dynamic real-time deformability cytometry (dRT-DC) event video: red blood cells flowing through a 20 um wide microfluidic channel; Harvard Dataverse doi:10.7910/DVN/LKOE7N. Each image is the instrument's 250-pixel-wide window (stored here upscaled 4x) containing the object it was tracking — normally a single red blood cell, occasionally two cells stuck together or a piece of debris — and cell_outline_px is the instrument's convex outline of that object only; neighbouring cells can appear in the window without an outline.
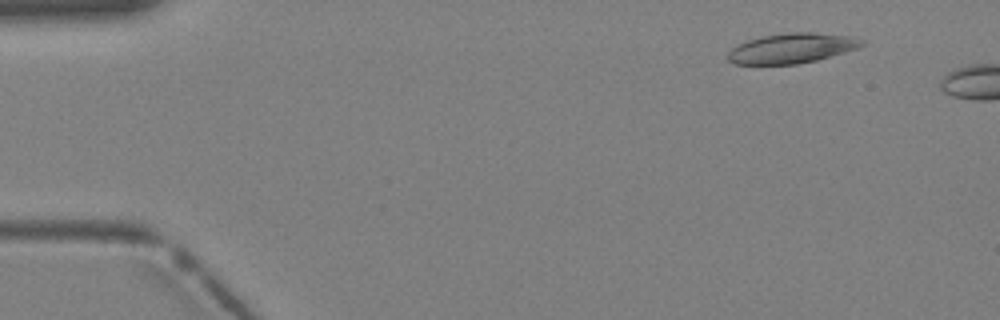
{"species": "Egyptian fruit bat (a non-hibernating species)", "species_latin": "Rousettus aegyptiacus", "temperature_condition": "warm", "stored_images_in_passage": 3, "camera_frame_rate_fps": 3000, "um_per_image_px": 0.085, "animal": {"sex": "female"}, "frame": {"image": 1, "passage_image": 2, "time_ms": 0.333, "image_size_px": [1000, 320], "cell_outline_px": [[864, 44], [860, 48], [816, 60], [796, 64], [732, 64], [728, 60], [728, 52], [732, 48], [748, 40], [760, 36], [788, 32], [812, 32], [852, 36], [864, 40]], "centroid_in_image_um": [67.32, 4.09], "position_along_channel_um": 17.7, "area_um2": 23.47}}